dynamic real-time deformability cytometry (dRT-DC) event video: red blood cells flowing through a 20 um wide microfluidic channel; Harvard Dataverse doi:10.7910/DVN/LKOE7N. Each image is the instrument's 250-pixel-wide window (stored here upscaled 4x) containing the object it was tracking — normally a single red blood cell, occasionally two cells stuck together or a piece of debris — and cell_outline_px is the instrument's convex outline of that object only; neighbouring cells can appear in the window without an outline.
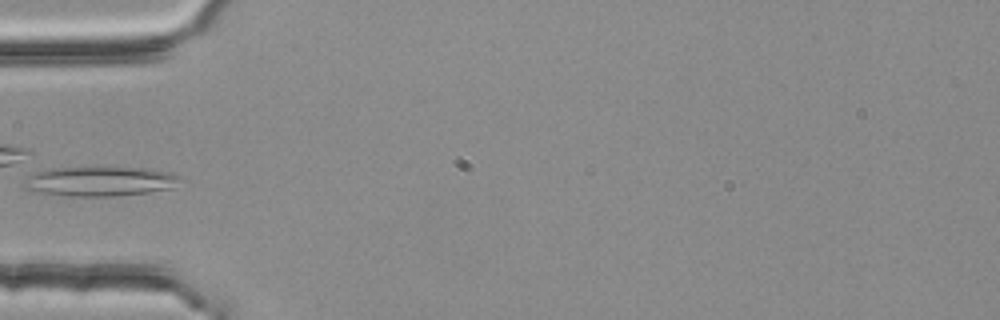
{"species": "common noctule bat (a hibernating species)", "species_latin": "Nyctalus noctula", "temperature_condition": "room temperature", "stored_images_in_passage": 4, "camera_frame_rate_fps": 3000, "um_per_image_px": 0.085, "animal": {"sex": "female", "body_mass_g": 25.1}, "frame": {"image": 1, "passage_image": 4, "time_ms": 1.0, "image_size_px": [1000, 320], "cell_outline_px": [[180, 176], [172, 188], [148, 192], [112, 196], [68, 196], [28, 192], [24, 188], [24, 184], [28, 176], [32, 172], [44, 168], [152, 168], [168, 172]], "centroid_in_image_um": [8.38, 15.42], "position_along_channel_um": 76.6, "area_um2": 26.99}}